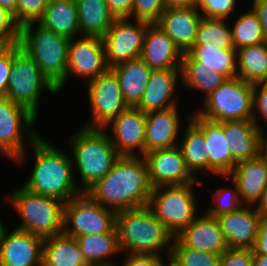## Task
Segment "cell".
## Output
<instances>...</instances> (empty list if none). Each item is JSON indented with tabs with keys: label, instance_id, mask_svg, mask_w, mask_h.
Returning a JSON list of instances; mask_svg holds the SVG:
<instances>
[{
	"label": "cell",
	"instance_id": "obj_1",
	"mask_svg": "<svg viewBox=\"0 0 267 266\" xmlns=\"http://www.w3.org/2000/svg\"><path fill=\"white\" fill-rule=\"evenodd\" d=\"M152 185L142 156H120L110 172L85 193L95 202L115 212L149 204Z\"/></svg>",
	"mask_w": 267,
	"mask_h": 266
},
{
	"label": "cell",
	"instance_id": "obj_2",
	"mask_svg": "<svg viewBox=\"0 0 267 266\" xmlns=\"http://www.w3.org/2000/svg\"><path fill=\"white\" fill-rule=\"evenodd\" d=\"M35 162L24 184L26 190L68 202L83 193L75 180L71 155L58 150L46 138L38 136L31 144Z\"/></svg>",
	"mask_w": 267,
	"mask_h": 266
},
{
	"label": "cell",
	"instance_id": "obj_3",
	"mask_svg": "<svg viewBox=\"0 0 267 266\" xmlns=\"http://www.w3.org/2000/svg\"><path fill=\"white\" fill-rule=\"evenodd\" d=\"M115 228L121 252L162 256L164 251L169 260L175 237L148 205L116 212Z\"/></svg>",
	"mask_w": 267,
	"mask_h": 266
},
{
	"label": "cell",
	"instance_id": "obj_4",
	"mask_svg": "<svg viewBox=\"0 0 267 266\" xmlns=\"http://www.w3.org/2000/svg\"><path fill=\"white\" fill-rule=\"evenodd\" d=\"M74 172L80 174V190L85 192L104 178L120 157L105 129L82 126L70 137Z\"/></svg>",
	"mask_w": 267,
	"mask_h": 266
},
{
	"label": "cell",
	"instance_id": "obj_5",
	"mask_svg": "<svg viewBox=\"0 0 267 266\" xmlns=\"http://www.w3.org/2000/svg\"><path fill=\"white\" fill-rule=\"evenodd\" d=\"M18 188L4 199L9 200L8 203L21 218L20 225L15 229L42 238L63 233L65 202L32 193L22 186Z\"/></svg>",
	"mask_w": 267,
	"mask_h": 266
},
{
	"label": "cell",
	"instance_id": "obj_6",
	"mask_svg": "<svg viewBox=\"0 0 267 266\" xmlns=\"http://www.w3.org/2000/svg\"><path fill=\"white\" fill-rule=\"evenodd\" d=\"M34 24H37L35 31ZM18 43L56 88L65 80L69 44L67 37L56 34L37 22L19 29Z\"/></svg>",
	"mask_w": 267,
	"mask_h": 266
},
{
	"label": "cell",
	"instance_id": "obj_7",
	"mask_svg": "<svg viewBox=\"0 0 267 266\" xmlns=\"http://www.w3.org/2000/svg\"><path fill=\"white\" fill-rule=\"evenodd\" d=\"M43 90L58 93L57 88L40 71L33 58L19 45H12L11 76L5 98L28 109L38 118V103Z\"/></svg>",
	"mask_w": 267,
	"mask_h": 266
},
{
	"label": "cell",
	"instance_id": "obj_8",
	"mask_svg": "<svg viewBox=\"0 0 267 266\" xmlns=\"http://www.w3.org/2000/svg\"><path fill=\"white\" fill-rule=\"evenodd\" d=\"M202 181L183 185L154 187L148 206L156 217L176 237L197 218V198L193 185Z\"/></svg>",
	"mask_w": 267,
	"mask_h": 266
},
{
	"label": "cell",
	"instance_id": "obj_9",
	"mask_svg": "<svg viewBox=\"0 0 267 266\" xmlns=\"http://www.w3.org/2000/svg\"><path fill=\"white\" fill-rule=\"evenodd\" d=\"M253 88L254 84L238 76L227 78L196 112L201 117L218 122L253 120Z\"/></svg>",
	"mask_w": 267,
	"mask_h": 266
},
{
	"label": "cell",
	"instance_id": "obj_10",
	"mask_svg": "<svg viewBox=\"0 0 267 266\" xmlns=\"http://www.w3.org/2000/svg\"><path fill=\"white\" fill-rule=\"evenodd\" d=\"M37 119L25 107L0 97V155H5L16 164L24 163L27 153L23 136H28L31 144L40 136L33 128Z\"/></svg>",
	"mask_w": 267,
	"mask_h": 266
},
{
	"label": "cell",
	"instance_id": "obj_11",
	"mask_svg": "<svg viewBox=\"0 0 267 266\" xmlns=\"http://www.w3.org/2000/svg\"><path fill=\"white\" fill-rule=\"evenodd\" d=\"M115 216L114 210L103 207L83 192L64 205L63 233L73 238L108 233L115 228Z\"/></svg>",
	"mask_w": 267,
	"mask_h": 266
},
{
	"label": "cell",
	"instance_id": "obj_12",
	"mask_svg": "<svg viewBox=\"0 0 267 266\" xmlns=\"http://www.w3.org/2000/svg\"><path fill=\"white\" fill-rule=\"evenodd\" d=\"M91 120L84 124L88 128L104 129L116 116L128 108L115 73H105L87 83Z\"/></svg>",
	"mask_w": 267,
	"mask_h": 266
},
{
	"label": "cell",
	"instance_id": "obj_13",
	"mask_svg": "<svg viewBox=\"0 0 267 266\" xmlns=\"http://www.w3.org/2000/svg\"><path fill=\"white\" fill-rule=\"evenodd\" d=\"M148 22L116 19L102 38L106 64L114 66L140 58Z\"/></svg>",
	"mask_w": 267,
	"mask_h": 266
},
{
	"label": "cell",
	"instance_id": "obj_14",
	"mask_svg": "<svg viewBox=\"0 0 267 266\" xmlns=\"http://www.w3.org/2000/svg\"><path fill=\"white\" fill-rule=\"evenodd\" d=\"M108 69L102 38L81 35L77 39H69L66 77L57 87L58 93L71 75L89 83Z\"/></svg>",
	"mask_w": 267,
	"mask_h": 266
},
{
	"label": "cell",
	"instance_id": "obj_15",
	"mask_svg": "<svg viewBox=\"0 0 267 266\" xmlns=\"http://www.w3.org/2000/svg\"><path fill=\"white\" fill-rule=\"evenodd\" d=\"M109 128L112 132H106L120 156L145 155L146 114L140 109L128 107L104 127Z\"/></svg>",
	"mask_w": 267,
	"mask_h": 266
},
{
	"label": "cell",
	"instance_id": "obj_16",
	"mask_svg": "<svg viewBox=\"0 0 267 266\" xmlns=\"http://www.w3.org/2000/svg\"><path fill=\"white\" fill-rule=\"evenodd\" d=\"M152 187L197 183L199 179L187 168L178 146L156 149L143 156Z\"/></svg>",
	"mask_w": 267,
	"mask_h": 266
},
{
	"label": "cell",
	"instance_id": "obj_17",
	"mask_svg": "<svg viewBox=\"0 0 267 266\" xmlns=\"http://www.w3.org/2000/svg\"><path fill=\"white\" fill-rule=\"evenodd\" d=\"M0 228V264L2 266H42L44 238L14 229Z\"/></svg>",
	"mask_w": 267,
	"mask_h": 266
},
{
	"label": "cell",
	"instance_id": "obj_18",
	"mask_svg": "<svg viewBox=\"0 0 267 266\" xmlns=\"http://www.w3.org/2000/svg\"><path fill=\"white\" fill-rule=\"evenodd\" d=\"M203 16L195 5L166 8L156 24L174 41L182 54L195 43Z\"/></svg>",
	"mask_w": 267,
	"mask_h": 266
},
{
	"label": "cell",
	"instance_id": "obj_19",
	"mask_svg": "<svg viewBox=\"0 0 267 266\" xmlns=\"http://www.w3.org/2000/svg\"><path fill=\"white\" fill-rule=\"evenodd\" d=\"M253 207L243 205L236 211L216 217L229 248H253L263 219Z\"/></svg>",
	"mask_w": 267,
	"mask_h": 266
},
{
	"label": "cell",
	"instance_id": "obj_20",
	"mask_svg": "<svg viewBox=\"0 0 267 266\" xmlns=\"http://www.w3.org/2000/svg\"><path fill=\"white\" fill-rule=\"evenodd\" d=\"M140 58L151 70L181 69L183 54L156 23H149Z\"/></svg>",
	"mask_w": 267,
	"mask_h": 266
},
{
	"label": "cell",
	"instance_id": "obj_21",
	"mask_svg": "<svg viewBox=\"0 0 267 266\" xmlns=\"http://www.w3.org/2000/svg\"><path fill=\"white\" fill-rule=\"evenodd\" d=\"M190 119L204 132L207 153L209 155V173L216 176H228L235 167L228 141L225 139L222 122L201 117L197 112Z\"/></svg>",
	"mask_w": 267,
	"mask_h": 266
},
{
	"label": "cell",
	"instance_id": "obj_22",
	"mask_svg": "<svg viewBox=\"0 0 267 266\" xmlns=\"http://www.w3.org/2000/svg\"><path fill=\"white\" fill-rule=\"evenodd\" d=\"M176 238L187 248L220 256L229 248L217 218L206 212L197 216Z\"/></svg>",
	"mask_w": 267,
	"mask_h": 266
},
{
	"label": "cell",
	"instance_id": "obj_23",
	"mask_svg": "<svg viewBox=\"0 0 267 266\" xmlns=\"http://www.w3.org/2000/svg\"><path fill=\"white\" fill-rule=\"evenodd\" d=\"M179 81H181V69L152 70L136 108L146 114L178 106L174 94Z\"/></svg>",
	"mask_w": 267,
	"mask_h": 266
},
{
	"label": "cell",
	"instance_id": "obj_24",
	"mask_svg": "<svg viewBox=\"0 0 267 266\" xmlns=\"http://www.w3.org/2000/svg\"><path fill=\"white\" fill-rule=\"evenodd\" d=\"M225 179L237 185L244 205L255 206L267 186V160L258 155L239 162Z\"/></svg>",
	"mask_w": 267,
	"mask_h": 266
},
{
	"label": "cell",
	"instance_id": "obj_25",
	"mask_svg": "<svg viewBox=\"0 0 267 266\" xmlns=\"http://www.w3.org/2000/svg\"><path fill=\"white\" fill-rule=\"evenodd\" d=\"M177 107L146 113L145 153L178 146L182 123Z\"/></svg>",
	"mask_w": 267,
	"mask_h": 266
},
{
	"label": "cell",
	"instance_id": "obj_26",
	"mask_svg": "<svg viewBox=\"0 0 267 266\" xmlns=\"http://www.w3.org/2000/svg\"><path fill=\"white\" fill-rule=\"evenodd\" d=\"M233 161L237 164L259 155V128L253 120L222 122Z\"/></svg>",
	"mask_w": 267,
	"mask_h": 266
},
{
	"label": "cell",
	"instance_id": "obj_27",
	"mask_svg": "<svg viewBox=\"0 0 267 266\" xmlns=\"http://www.w3.org/2000/svg\"><path fill=\"white\" fill-rule=\"evenodd\" d=\"M118 78L121 92L128 107H136L146 89L151 69L141 58L111 68Z\"/></svg>",
	"mask_w": 267,
	"mask_h": 266
},
{
	"label": "cell",
	"instance_id": "obj_28",
	"mask_svg": "<svg viewBox=\"0 0 267 266\" xmlns=\"http://www.w3.org/2000/svg\"><path fill=\"white\" fill-rule=\"evenodd\" d=\"M38 23L68 39L81 36L75 0H49Z\"/></svg>",
	"mask_w": 267,
	"mask_h": 266
},
{
	"label": "cell",
	"instance_id": "obj_29",
	"mask_svg": "<svg viewBox=\"0 0 267 266\" xmlns=\"http://www.w3.org/2000/svg\"><path fill=\"white\" fill-rule=\"evenodd\" d=\"M76 241L88 265L116 266L110 260L111 257L121 252L116 228L104 234L79 236Z\"/></svg>",
	"mask_w": 267,
	"mask_h": 266
},
{
	"label": "cell",
	"instance_id": "obj_30",
	"mask_svg": "<svg viewBox=\"0 0 267 266\" xmlns=\"http://www.w3.org/2000/svg\"><path fill=\"white\" fill-rule=\"evenodd\" d=\"M42 266H89L76 238L64 233L44 238Z\"/></svg>",
	"mask_w": 267,
	"mask_h": 266
},
{
	"label": "cell",
	"instance_id": "obj_31",
	"mask_svg": "<svg viewBox=\"0 0 267 266\" xmlns=\"http://www.w3.org/2000/svg\"><path fill=\"white\" fill-rule=\"evenodd\" d=\"M80 32L83 36L103 38L116 20L105 0H75Z\"/></svg>",
	"mask_w": 267,
	"mask_h": 266
},
{
	"label": "cell",
	"instance_id": "obj_32",
	"mask_svg": "<svg viewBox=\"0 0 267 266\" xmlns=\"http://www.w3.org/2000/svg\"><path fill=\"white\" fill-rule=\"evenodd\" d=\"M187 118V127L182 135L183 140L178 147L183 154L187 168L194 176L201 171L209 173V155L204 132L190 119V116Z\"/></svg>",
	"mask_w": 267,
	"mask_h": 266
},
{
	"label": "cell",
	"instance_id": "obj_33",
	"mask_svg": "<svg viewBox=\"0 0 267 266\" xmlns=\"http://www.w3.org/2000/svg\"><path fill=\"white\" fill-rule=\"evenodd\" d=\"M237 76L252 84L267 82V41L237 50Z\"/></svg>",
	"mask_w": 267,
	"mask_h": 266
},
{
	"label": "cell",
	"instance_id": "obj_34",
	"mask_svg": "<svg viewBox=\"0 0 267 266\" xmlns=\"http://www.w3.org/2000/svg\"><path fill=\"white\" fill-rule=\"evenodd\" d=\"M227 78L219 72L210 71L200 62L195 61L188 53L183 54L181 62V82L193 90L206 94L204 100L214 92Z\"/></svg>",
	"mask_w": 267,
	"mask_h": 266
},
{
	"label": "cell",
	"instance_id": "obj_35",
	"mask_svg": "<svg viewBox=\"0 0 267 266\" xmlns=\"http://www.w3.org/2000/svg\"><path fill=\"white\" fill-rule=\"evenodd\" d=\"M200 66L216 71L226 78L237 76V51L235 49L191 48L187 52Z\"/></svg>",
	"mask_w": 267,
	"mask_h": 266
},
{
	"label": "cell",
	"instance_id": "obj_36",
	"mask_svg": "<svg viewBox=\"0 0 267 266\" xmlns=\"http://www.w3.org/2000/svg\"><path fill=\"white\" fill-rule=\"evenodd\" d=\"M224 20L203 17L192 48L235 49L232 30Z\"/></svg>",
	"mask_w": 267,
	"mask_h": 266
},
{
	"label": "cell",
	"instance_id": "obj_37",
	"mask_svg": "<svg viewBox=\"0 0 267 266\" xmlns=\"http://www.w3.org/2000/svg\"><path fill=\"white\" fill-rule=\"evenodd\" d=\"M231 28L232 41L236 51L266 41L259 17L252 7L250 11L241 14Z\"/></svg>",
	"mask_w": 267,
	"mask_h": 266
},
{
	"label": "cell",
	"instance_id": "obj_38",
	"mask_svg": "<svg viewBox=\"0 0 267 266\" xmlns=\"http://www.w3.org/2000/svg\"><path fill=\"white\" fill-rule=\"evenodd\" d=\"M220 255L185 247L176 237L168 266H219Z\"/></svg>",
	"mask_w": 267,
	"mask_h": 266
},
{
	"label": "cell",
	"instance_id": "obj_39",
	"mask_svg": "<svg viewBox=\"0 0 267 266\" xmlns=\"http://www.w3.org/2000/svg\"><path fill=\"white\" fill-rule=\"evenodd\" d=\"M229 188H219L213 193V205L208 207L206 213L212 217H218L223 214H227L236 211L244 204L242 203L237 185L233 182Z\"/></svg>",
	"mask_w": 267,
	"mask_h": 266
},
{
	"label": "cell",
	"instance_id": "obj_40",
	"mask_svg": "<svg viewBox=\"0 0 267 266\" xmlns=\"http://www.w3.org/2000/svg\"><path fill=\"white\" fill-rule=\"evenodd\" d=\"M48 2L49 0H17L16 12L12 18L18 29L26 24L39 22Z\"/></svg>",
	"mask_w": 267,
	"mask_h": 266
},
{
	"label": "cell",
	"instance_id": "obj_41",
	"mask_svg": "<svg viewBox=\"0 0 267 266\" xmlns=\"http://www.w3.org/2000/svg\"><path fill=\"white\" fill-rule=\"evenodd\" d=\"M165 9L164 0H134L131 16L134 20L156 23Z\"/></svg>",
	"mask_w": 267,
	"mask_h": 266
},
{
	"label": "cell",
	"instance_id": "obj_42",
	"mask_svg": "<svg viewBox=\"0 0 267 266\" xmlns=\"http://www.w3.org/2000/svg\"><path fill=\"white\" fill-rule=\"evenodd\" d=\"M236 3L237 0H195V6L203 17L217 19H227Z\"/></svg>",
	"mask_w": 267,
	"mask_h": 266
},
{
	"label": "cell",
	"instance_id": "obj_43",
	"mask_svg": "<svg viewBox=\"0 0 267 266\" xmlns=\"http://www.w3.org/2000/svg\"><path fill=\"white\" fill-rule=\"evenodd\" d=\"M19 29L12 15L0 7V46L8 47L18 42Z\"/></svg>",
	"mask_w": 267,
	"mask_h": 266
},
{
	"label": "cell",
	"instance_id": "obj_44",
	"mask_svg": "<svg viewBox=\"0 0 267 266\" xmlns=\"http://www.w3.org/2000/svg\"><path fill=\"white\" fill-rule=\"evenodd\" d=\"M261 117L267 123V82L256 83L253 88V121L259 129H262Z\"/></svg>",
	"mask_w": 267,
	"mask_h": 266
},
{
	"label": "cell",
	"instance_id": "obj_45",
	"mask_svg": "<svg viewBox=\"0 0 267 266\" xmlns=\"http://www.w3.org/2000/svg\"><path fill=\"white\" fill-rule=\"evenodd\" d=\"M219 266H253L252 249L228 248L221 256Z\"/></svg>",
	"mask_w": 267,
	"mask_h": 266
},
{
	"label": "cell",
	"instance_id": "obj_46",
	"mask_svg": "<svg viewBox=\"0 0 267 266\" xmlns=\"http://www.w3.org/2000/svg\"><path fill=\"white\" fill-rule=\"evenodd\" d=\"M126 255L122 266H168V261L163 256L132 253Z\"/></svg>",
	"mask_w": 267,
	"mask_h": 266
},
{
	"label": "cell",
	"instance_id": "obj_47",
	"mask_svg": "<svg viewBox=\"0 0 267 266\" xmlns=\"http://www.w3.org/2000/svg\"><path fill=\"white\" fill-rule=\"evenodd\" d=\"M12 67V45L0 51V97H5Z\"/></svg>",
	"mask_w": 267,
	"mask_h": 266
},
{
	"label": "cell",
	"instance_id": "obj_48",
	"mask_svg": "<svg viewBox=\"0 0 267 266\" xmlns=\"http://www.w3.org/2000/svg\"><path fill=\"white\" fill-rule=\"evenodd\" d=\"M110 13L115 19H131L134 0H105Z\"/></svg>",
	"mask_w": 267,
	"mask_h": 266
},
{
	"label": "cell",
	"instance_id": "obj_49",
	"mask_svg": "<svg viewBox=\"0 0 267 266\" xmlns=\"http://www.w3.org/2000/svg\"><path fill=\"white\" fill-rule=\"evenodd\" d=\"M252 251L253 254L267 255V218H263L259 225Z\"/></svg>",
	"mask_w": 267,
	"mask_h": 266
},
{
	"label": "cell",
	"instance_id": "obj_50",
	"mask_svg": "<svg viewBox=\"0 0 267 266\" xmlns=\"http://www.w3.org/2000/svg\"><path fill=\"white\" fill-rule=\"evenodd\" d=\"M252 9L259 17L267 41V0H253Z\"/></svg>",
	"mask_w": 267,
	"mask_h": 266
},
{
	"label": "cell",
	"instance_id": "obj_51",
	"mask_svg": "<svg viewBox=\"0 0 267 266\" xmlns=\"http://www.w3.org/2000/svg\"><path fill=\"white\" fill-rule=\"evenodd\" d=\"M254 207L262 218H267V186Z\"/></svg>",
	"mask_w": 267,
	"mask_h": 266
},
{
	"label": "cell",
	"instance_id": "obj_52",
	"mask_svg": "<svg viewBox=\"0 0 267 266\" xmlns=\"http://www.w3.org/2000/svg\"><path fill=\"white\" fill-rule=\"evenodd\" d=\"M267 133L264 129L259 130V156L267 160Z\"/></svg>",
	"mask_w": 267,
	"mask_h": 266
},
{
	"label": "cell",
	"instance_id": "obj_53",
	"mask_svg": "<svg viewBox=\"0 0 267 266\" xmlns=\"http://www.w3.org/2000/svg\"><path fill=\"white\" fill-rule=\"evenodd\" d=\"M165 8L188 7L195 5V0H164Z\"/></svg>",
	"mask_w": 267,
	"mask_h": 266
},
{
	"label": "cell",
	"instance_id": "obj_54",
	"mask_svg": "<svg viewBox=\"0 0 267 266\" xmlns=\"http://www.w3.org/2000/svg\"><path fill=\"white\" fill-rule=\"evenodd\" d=\"M0 7L13 15L16 12L17 0H0Z\"/></svg>",
	"mask_w": 267,
	"mask_h": 266
},
{
	"label": "cell",
	"instance_id": "obj_55",
	"mask_svg": "<svg viewBox=\"0 0 267 266\" xmlns=\"http://www.w3.org/2000/svg\"><path fill=\"white\" fill-rule=\"evenodd\" d=\"M253 266H267V255L253 254Z\"/></svg>",
	"mask_w": 267,
	"mask_h": 266
},
{
	"label": "cell",
	"instance_id": "obj_56",
	"mask_svg": "<svg viewBox=\"0 0 267 266\" xmlns=\"http://www.w3.org/2000/svg\"><path fill=\"white\" fill-rule=\"evenodd\" d=\"M3 225H4L3 222L0 220V228H1Z\"/></svg>",
	"mask_w": 267,
	"mask_h": 266
}]
</instances>
